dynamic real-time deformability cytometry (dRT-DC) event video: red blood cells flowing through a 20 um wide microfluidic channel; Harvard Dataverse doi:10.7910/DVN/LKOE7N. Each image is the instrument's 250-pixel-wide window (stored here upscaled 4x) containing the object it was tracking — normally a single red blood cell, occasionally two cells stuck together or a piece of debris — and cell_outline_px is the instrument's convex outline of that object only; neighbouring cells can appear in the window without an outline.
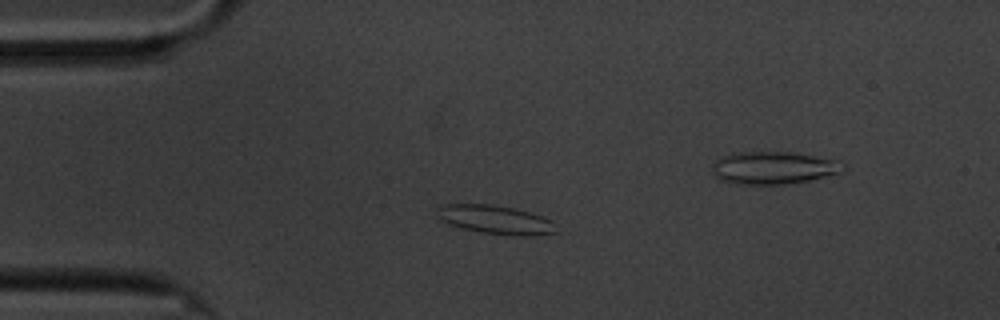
{"species": "common noctule bat (a hibernating species)", "species_latin": "Nyctalus noctula", "temperature_condition": "cold", "stored_images_in_passage": 49, "camera_frame_rate_fps": 3000, "um_per_image_px": 0.085, "animal": {"sex": "male", "body_mass_g": 20.1, "forearm_length_mm": 53.5}, "frame": {"image": 1, "passage_image": 3, "time_ms": 0.667, "image_size_px": [1000, 320], "cell_outline_px": [[556, 232], [536, 236], [516, 236], [484, 232], [464, 228], [448, 224], [440, 220], [436, 208], [444, 204], [488, 204], [512, 208], [528, 212], [540, 216], [548, 220]], "centroid_in_image_um": [42.05, 18.67], "position_along_channel_um": 43.0, "area_um2": 19.42}}
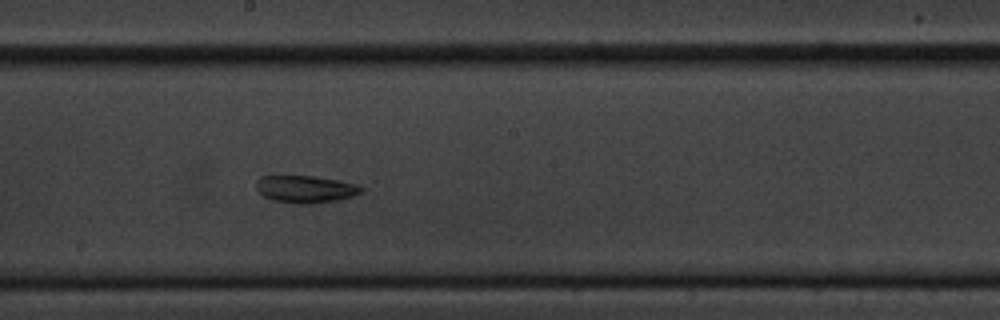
{"frame": {"image": 2, "passage_image": 21, "time_ms": 6.667, "image_size_px": [1000, 320], "cell_outline_px": [[364, 192], [352, 196], [336, 200], [312, 204], [300, 204], [272, 200], [264, 196], [256, 188], [256, 180], [260, 176], [312, 176], [340, 180], [356, 184], [364, 188]], "centroid_in_image_um": [25.98, 16.07], "position_along_channel_um": 222.2, "area_um2": 16.76}}
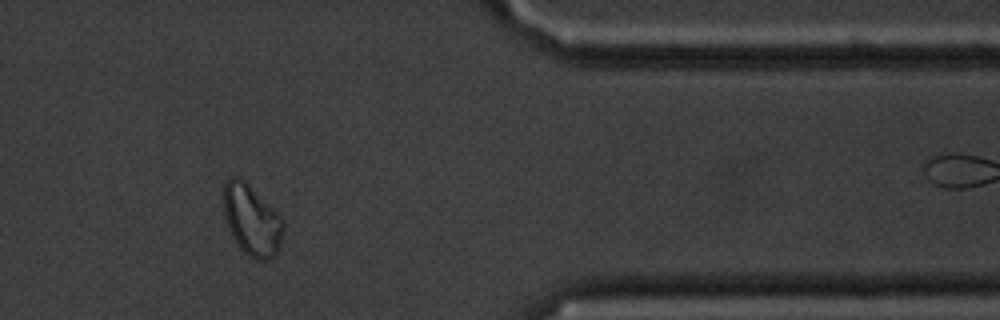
{"frame": {"image": 3, "passage_image": 38, "time_ms": 12.333, "image_size_px": [1000, 320], "cell_outline_px": [[284, 228], [280, 244], [276, 252], [268, 260], [256, 260], [248, 256], [240, 248], [232, 236], [228, 228], [224, 216], [224, 184], [232, 176], [240, 176], [284, 220]], "centroid_in_image_um": [21.39, 18.72], "position_along_channel_um": 390.0, "area_um2": 24.39}}